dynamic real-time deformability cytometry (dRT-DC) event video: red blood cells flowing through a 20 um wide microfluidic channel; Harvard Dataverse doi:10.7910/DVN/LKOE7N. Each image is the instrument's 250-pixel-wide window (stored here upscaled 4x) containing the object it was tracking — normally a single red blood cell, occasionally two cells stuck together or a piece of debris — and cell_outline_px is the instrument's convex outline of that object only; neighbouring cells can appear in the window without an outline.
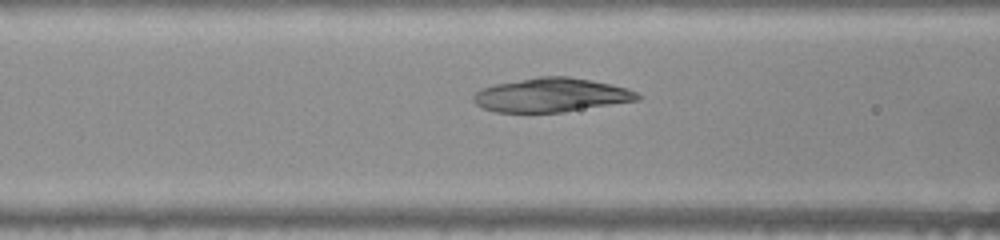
{"species": "common noctule bat (a hibernating species)", "species_latin": "Nyctalus noctula", "temperature_condition": "warm", "stored_images_in_passage": 50, "camera_frame_rate_fps": 3000, "um_per_image_px": 0.085, "animal": {"sex": "female", "body_mass_g": 22.0, "forearm_length_mm": 56.7}, "frame": {"image": 1, "passage_image": 19, "time_ms": 6.0, "image_size_px": [1000, 240], "cell_outline_px": [[640, 100], [564, 112], [496, 112], [484, 108], [476, 104], [472, 100], [472, 96], [480, 88], [492, 84], [540, 76], [568, 76], [592, 80], [628, 88], [636, 92], [640, 96]], "centroid_in_image_um": [46.84, 8.07], "position_along_channel_um": 119.8, "area_um2": 32.66}}
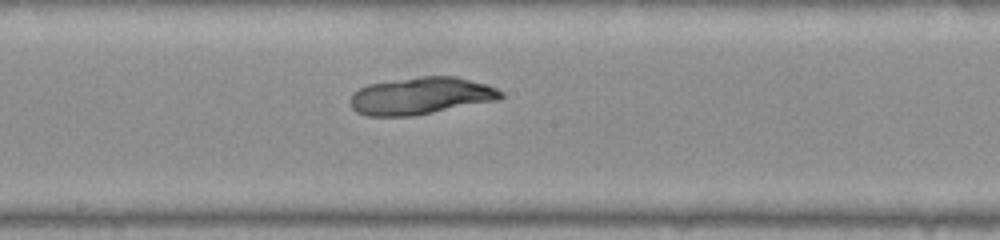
{"frame": {"image": 2, "passage_image": 26, "time_ms": 8.333, "image_size_px": [1000, 240], "cell_outline_px": [[504, 96], [500, 100], [416, 116], [364, 116], [356, 112], [352, 108], [348, 100], [352, 92], [368, 84], [420, 76], [456, 76], [484, 84], [496, 88], [504, 92]], "centroid_in_image_um": [35.76, 8.16], "position_along_channel_um": 212.4, "area_um2": 33.12}}
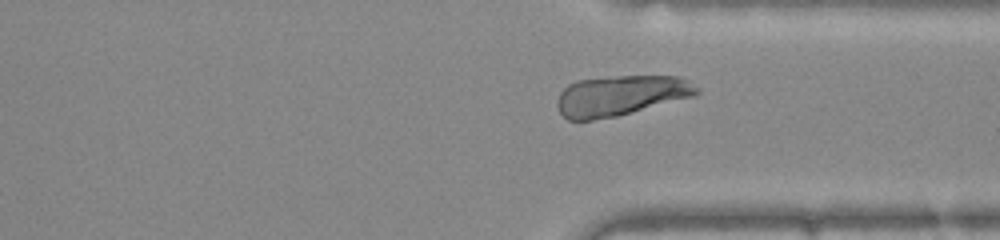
{"frame": {"image": 3, "passage_image": 37, "time_ms": 12.0, "image_size_px": [1000, 240], "cell_outline_px": [[700, 92], [696, 96], [616, 116], [592, 120], [568, 120], [560, 112], [556, 104], [556, 100], [560, 92], [568, 84], [576, 80], [608, 76], [680, 76], [688, 80], [700, 88]], "centroid_in_image_um": [52.77, 8.11], "position_along_channel_um": 358.6, "area_um2": 33.12}}